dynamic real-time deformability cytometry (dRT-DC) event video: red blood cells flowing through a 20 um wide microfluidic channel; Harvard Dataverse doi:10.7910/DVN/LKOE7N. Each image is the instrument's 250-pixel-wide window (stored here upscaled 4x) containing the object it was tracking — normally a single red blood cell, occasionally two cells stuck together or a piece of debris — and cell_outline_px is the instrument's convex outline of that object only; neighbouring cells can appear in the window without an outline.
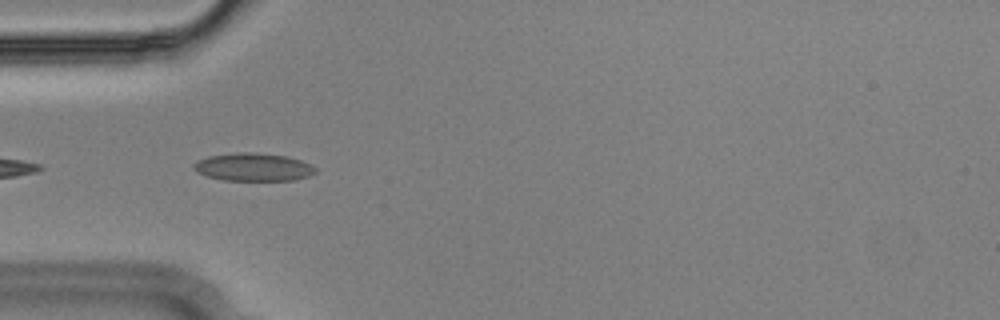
{"species": "Egyptian fruit bat (a non-hibernating species)", "species_latin": "Rousettus aegyptiacus", "temperature_condition": "cold", "stored_images_in_passage": 7, "camera_frame_rate_fps": 3000, "um_per_image_px": 0.085, "animal": {"sex": "male"}, "frame": {"image": 1, "passage_image": 2, "time_ms": 0.333, "image_size_px": [1000, 320], "cell_outline_px": [[316, 172], [308, 176], [296, 180], [224, 180], [208, 176], [196, 172], [192, 168], [192, 164], [196, 160], [208, 156], [236, 152], [252, 152], [288, 156], [312, 164], [316, 168]], "centroid_in_image_um": [21.52, 14.19], "position_along_channel_um": 63.5, "area_um2": 20.0}}
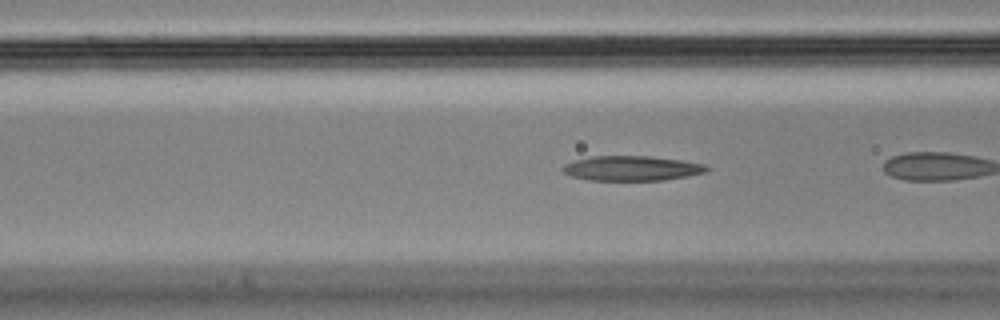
{"frame": {"image": 2, "passage_image": 4, "time_ms": 1.0, "image_size_px": [1000, 320], "cell_outline_px": [[708, 168], [704, 172], [688, 176], [664, 180], [588, 180], [572, 176], [564, 172], [560, 168], [564, 164], [572, 160], [592, 156], [648, 156], [680, 160], [704, 164]], "centroid_in_image_um": [53.63, 14.3], "position_along_channel_um": 113.0, "area_um2": 20.75}}